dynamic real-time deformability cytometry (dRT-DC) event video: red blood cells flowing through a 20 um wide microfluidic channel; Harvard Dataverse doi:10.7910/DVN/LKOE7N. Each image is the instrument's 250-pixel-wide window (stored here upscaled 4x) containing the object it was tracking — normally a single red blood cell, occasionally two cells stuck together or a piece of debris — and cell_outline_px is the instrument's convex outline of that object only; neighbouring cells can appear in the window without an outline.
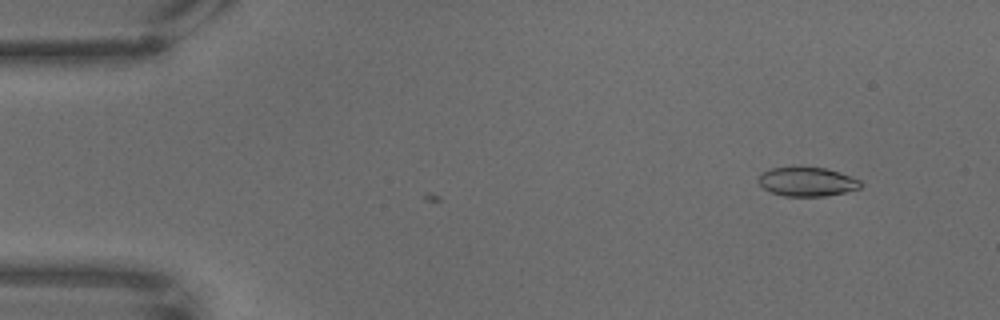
{"species": "common noctule bat (a hibernating species)", "species_latin": "Nyctalus noctula", "temperature_condition": "warm", "stored_images_in_passage": 4, "camera_frame_rate_fps": 3000, "um_per_image_px": 0.085, "animal": {"sex": "male", "body_mass_g": 18.8}, "frame": {"image": 1, "passage_image": 1, "time_ms": 0.0, "image_size_px": [1000, 320], "cell_outline_px": [[864, 184], [860, 188], [844, 192], [824, 196], [784, 196], [772, 192], [764, 188], [756, 180], [768, 168], [824, 168], [840, 172], [860, 180]], "centroid_in_image_um": [68.62, 15.45], "position_along_channel_um": 16.4, "area_um2": 17.05}}